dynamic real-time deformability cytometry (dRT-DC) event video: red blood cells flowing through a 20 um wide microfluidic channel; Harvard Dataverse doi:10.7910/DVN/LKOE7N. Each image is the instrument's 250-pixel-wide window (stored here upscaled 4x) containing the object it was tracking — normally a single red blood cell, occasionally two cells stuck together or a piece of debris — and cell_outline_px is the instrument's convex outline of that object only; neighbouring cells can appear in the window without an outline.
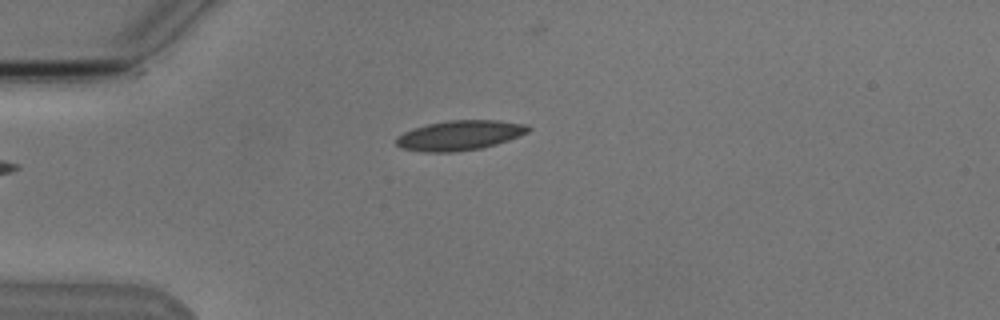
{"species": "Egyptian fruit bat (a non-hibernating species)", "species_latin": "Rousettus aegyptiacus", "temperature_condition": "cold", "stored_images_in_passage": 2, "camera_frame_rate_fps": 3000, "um_per_image_px": 0.085, "animal": {"sex": "male"}, "frame": {"image": 1, "passage_image": 2, "time_ms": 1.333, "image_size_px": [1000, 320], "cell_outline_px": [[532, 128], [528, 132], [508, 140], [496, 144], [480, 148], [452, 152], [424, 152], [400, 148], [396, 144], [396, 140], [404, 132], [428, 124], [448, 120], [500, 120], [528, 124]], "centroid_in_image_um": [39.11, 11.5], "position_along_channel_um": 45.9, "area_um2": 22.83}}